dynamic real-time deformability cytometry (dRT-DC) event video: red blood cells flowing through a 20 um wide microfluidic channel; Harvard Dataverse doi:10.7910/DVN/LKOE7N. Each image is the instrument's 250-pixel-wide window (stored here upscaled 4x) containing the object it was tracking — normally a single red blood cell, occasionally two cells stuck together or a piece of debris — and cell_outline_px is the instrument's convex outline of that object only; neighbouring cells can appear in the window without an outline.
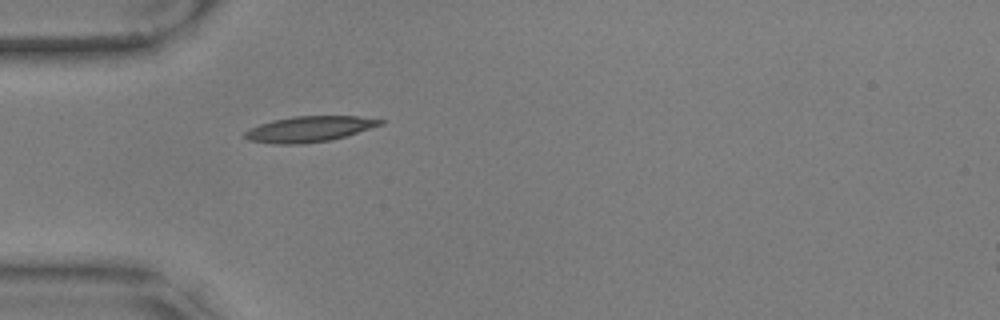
{"species": "common noctule bat (a hibernating species)", "species_latin": "Nyctalus noctula", "temperature_condition": "warm", "stored_images_in_passage": 33, "camera_frame_rate_fps": 3000, "um_per_image_px": 0.085, "animal": {"sex": "male", "body_mass_g": 17.9, "forearm_length_mm": 54.2}, "frame": {"image": 1, "passage_image": 1, "time_ms": 0.0, "image_size_px": [1000, 320], "cell_outline_px": [[384, 124], [344, 136], [328, 140], [300, 144], [272, 144], [248, 140], [244, 136], [244, 132], [260, 124], [272, 120], [292, 116], [356, 116], [384, 120]], "centroid_in_image_um": [26.26, 10.96], "position_along_channel_um": 58.7, "area_um2": 20.06}}
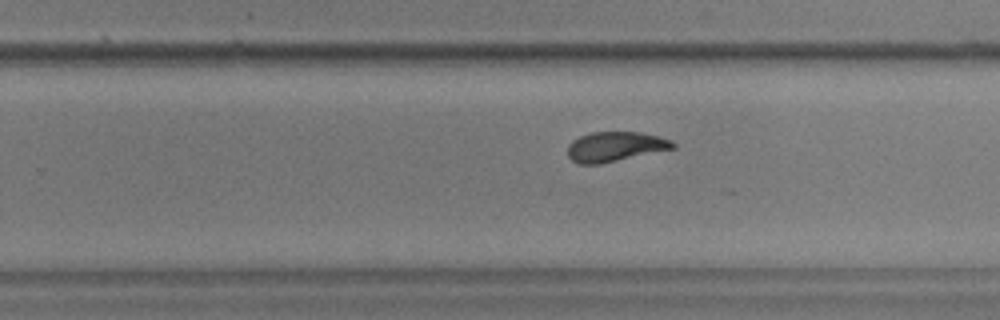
{"frame": {"image": 2, "passage_image": 20, "time_ms": 6.333, "image_size_px": [1000, 320], "cell_outline_px": [[676, 148], [600, 164], [580, 164], [572, 160], [568, 156], [568, 144], [572, 140], [580, 136], [592, 132], [640, 132], [672, 140], [676, 144]], "centroid_in_image_um": [52.29, 12.46], "position_along_channel_um": 277.5, "area_um2": 18.26}}
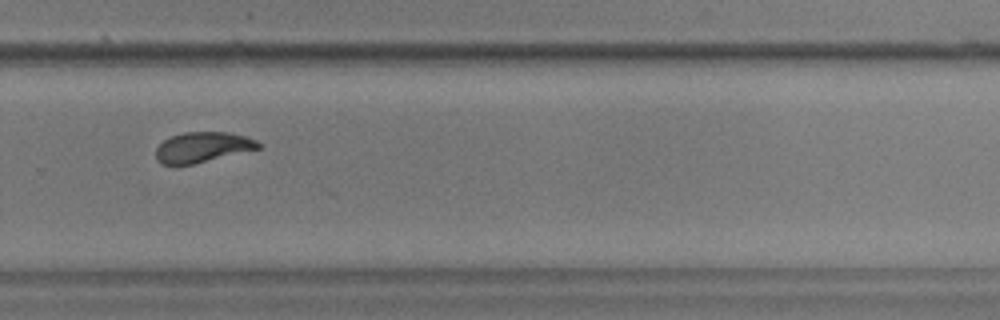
{"frame": {"image": 3, "passage_image": 23, "time_ms": 7.333, "image_size_px": [1000, 320], "cell_outline_px": [[264, 144], [260, 148], [192, 164], [160, 164], [156, 160], [156, 148], [164, 140], [172, 136], [184, 132], [228, 132], [244, 136], [256, 140]], "centroid_in_image_um": [17.22, 12.5], "position_along_channel_um": 312.6, "area_um2": 17.92}, "authors_computed_cell_mechanics": {"area_um2": 18.5538, "velocity_mm_per_s": 3.5212, "shape_relaxation_time_tau1_ms": 4.8739, "shape_relaxation_time_tau2_ms": 2.8269, "deformation_change_tau1": 0.1959, "deformation_change_tau2": 0.0473}}